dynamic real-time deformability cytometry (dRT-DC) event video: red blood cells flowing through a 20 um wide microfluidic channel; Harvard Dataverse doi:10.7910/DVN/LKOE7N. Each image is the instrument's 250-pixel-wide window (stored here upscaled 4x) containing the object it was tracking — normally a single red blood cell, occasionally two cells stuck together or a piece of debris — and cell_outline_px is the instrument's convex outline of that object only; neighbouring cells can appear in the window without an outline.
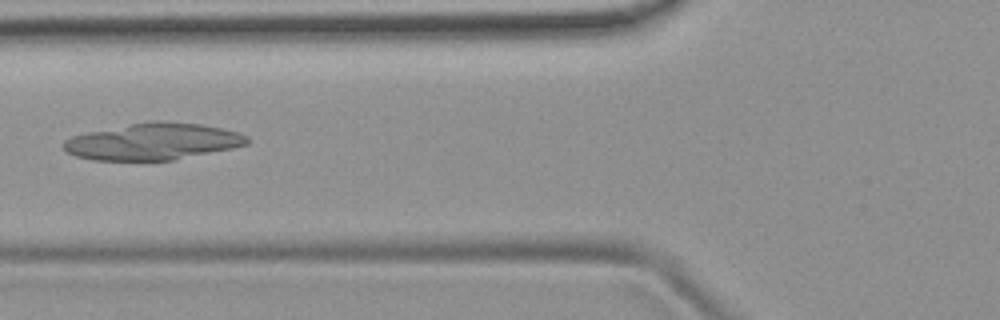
{"species": "common noctule bat (a hibernating species)", "species_latin": "Nyctalus noctula", "temperature_condition": "room temperature", "stored_images_in_passage": 3, "camera_frame_rate_fps": 3000, "um_per_image_px": 0.085, "animal": {"sex": "female", "body_mass_g": 19.9}, "frame": {"image": 1, "passage_image": 3, "time_ms": 2.667, "image_size_px": [1000, 320], "cell_outline_px": [[248, 144], [232, 148], [172, 160], [92, 160], [76, 156], [68, 152], [64, 148], [64, 140], [72, 136], [88, 132], [152, 120], [156, 120], [200, 124], [220, 128], [236, 132], [248, 136]], "centroid_in_image_um": [13.0, 12.03], "position_along_channel_um": 112.8, "area_um2": 38.78}}